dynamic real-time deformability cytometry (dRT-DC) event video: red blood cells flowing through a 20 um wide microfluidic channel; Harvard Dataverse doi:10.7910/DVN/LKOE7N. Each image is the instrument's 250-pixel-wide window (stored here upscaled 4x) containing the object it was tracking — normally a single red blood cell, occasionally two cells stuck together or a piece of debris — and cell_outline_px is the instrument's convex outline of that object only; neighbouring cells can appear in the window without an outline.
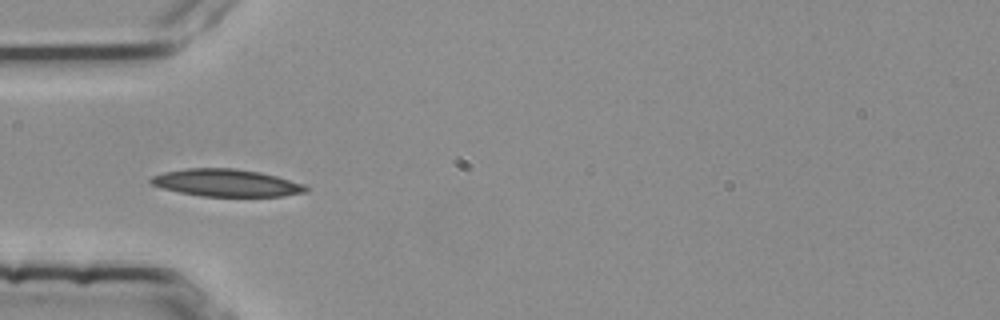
{"species": "common noctule bat (a hibernating species)", "species_latin": "Nyctalus noctula", "temperature_condition": "room temperature", "stored_images_in_passage": 4, "camera_frame_rate_fps": 3000, "um_per_image_px": 0.085, "animal": {"sex": "female", "body_mass_g": 25.1}, "frame": {"image": 1, "passage_image": 4, "time_ms": 1.0, "image_size_px": [1000, 320], "cell_outline_px": [[308, 192], [284, 196], [200, 196], [180, 192], [164, 188], [152, 184], [148, 180], [152, 176], [164, 172], [188, 168], [236, 168], [260, 172], [276, 176], [304, 184], [308, 188]], "centroid_in_image_um": [19.26, 15.54], "position_along_channel_um": 65.7, "area_um2": 24.62}}